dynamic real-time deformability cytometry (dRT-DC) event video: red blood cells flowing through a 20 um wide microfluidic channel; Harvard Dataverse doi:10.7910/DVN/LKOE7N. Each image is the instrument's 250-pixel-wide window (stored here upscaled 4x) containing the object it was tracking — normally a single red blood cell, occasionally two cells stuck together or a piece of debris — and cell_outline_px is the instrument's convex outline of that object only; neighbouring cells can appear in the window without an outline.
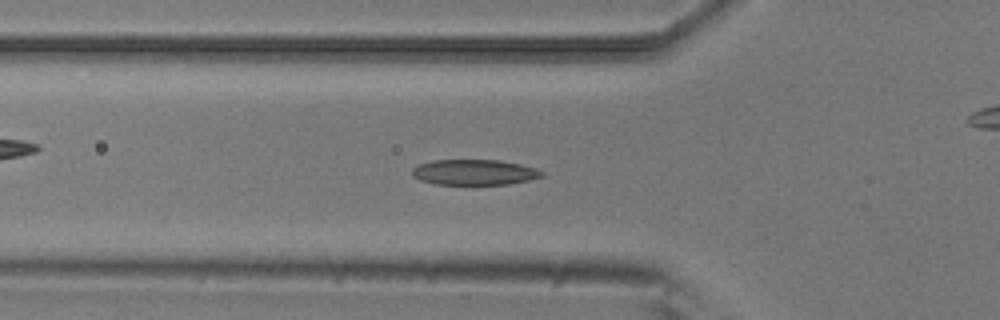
{"species": "common noctule bat (a hibernating species)", "species_latin": "Nyctalus noctula", "temperature_condition": "room temperature", "stored_images_in_passage": 40, "camera_frame_rate_fps": 3000, "um_per_image_px": 0.085, "animal": {"sex": "male", "body_mass_g": 20.5, "forearm_length_mm": 52.5}, "frame": {"image": 1, "passage_image": 5, "time_ms": 1.333, "image_size_px": [1000, 320], "cell_outline_px": [[544, 176], [528, 180], [508, 184], [436, 184], [420, 180], [412, 176], [412, 168], [420, 164], [432, 160], [500, 160], [520, 164], [536, 168], [544, 172]], "centroid_in_image_um": [40.32, 14.63], "position_along_channel_um": 85.5, "area_um2": 19.25}}
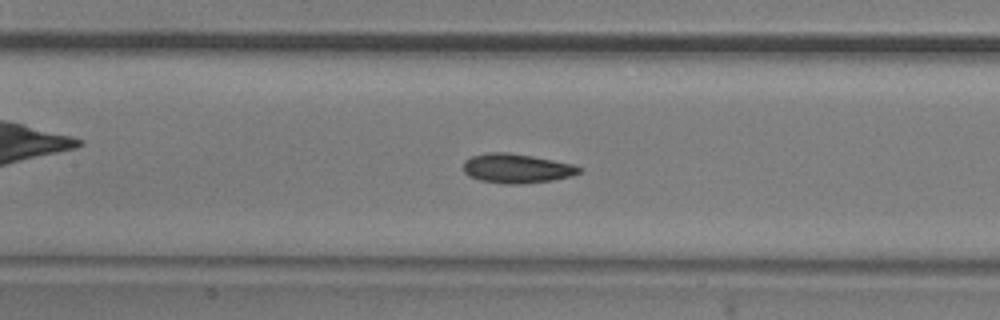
{"frame": {"image": 2, "passage_image": 11, "time_ms": 3.333, "image_size_px": [1000, 320], "cell_outline_px": [[584, 168], [580, 172], [572, 176], [552, 180], [520, 184], [504, 184], [480, 180], [468, 176], [464, 172], [464, 160], [472, 156], [488, 152], [508, 152], [532, 156], [572, 164]], "centroid_in_image_um": [43.91, 14.31], "position_along_channel_um": 163.5, "area_um2": 19.83}}
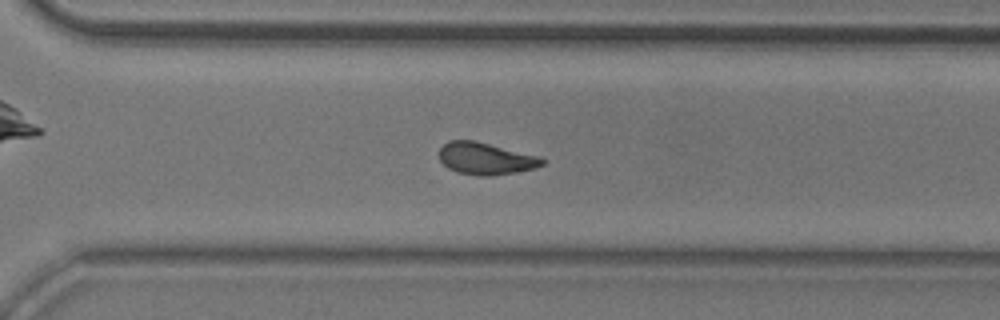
{"frame": {"image": 3, "passage_image": 24, "time_ms": 7.667, "image_size_px": [1000, 320], "cell_outline_px": [[544, 164], [536, 168], [516, 172], [492, 176], [480, 176], [456, 172], [448, 168], [440, 160], [440, 148], [448, 140], [476, 140], [540, 156], [544, 160]], "centroid_in_image_um": [41.3, 13.47], "position_along_channel_um": 329.3, "area_um2": 19.42}, "authors_computed_cell_mechanics": {"area_um2": 19.2185, "velocity_mm_per_s": 3.8481, "shape_relaxation_time_tau1_ms": 4.7295, "shape_relaxation_time_tau2_ms": 2.4199, "deformation_change_tau1": 0.1497, "deformation_change_tau2": 0.0875}}